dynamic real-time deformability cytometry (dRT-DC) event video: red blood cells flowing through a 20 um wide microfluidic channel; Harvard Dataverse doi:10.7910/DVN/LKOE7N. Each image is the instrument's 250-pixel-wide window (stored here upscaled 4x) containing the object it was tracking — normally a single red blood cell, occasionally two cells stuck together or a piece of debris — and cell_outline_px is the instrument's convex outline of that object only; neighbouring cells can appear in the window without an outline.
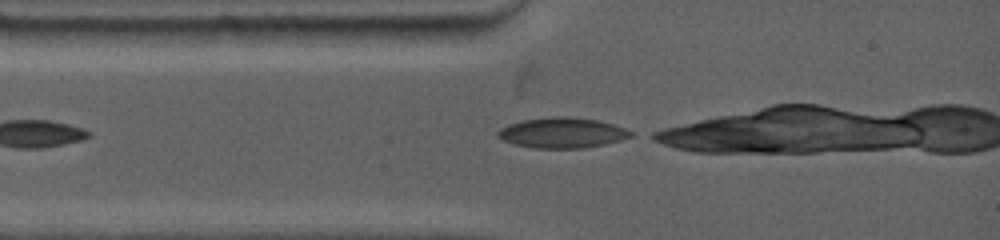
{"species": "common noctule bat (a hibernating species)", "species_latin": "Nyctalus noctula", "temperature_condition": "warm", "stored_images_in_passage": 5, "camera_frame_rate_fps": 4500, "um_per_image_px": 0.085, "animal": {"sex": "female", "body_mass_g": 19.0, "forearm_length_mm": 53.3}, "frame": {"image": 1, "passage_image": 1, "time_ms": 0.0, "image_size_px": [1000, 240], "cell_outline_px": [[632, 136], [620, 140], [604, 144], [584, 148], [536, 148], [516, 144], [504, 140], [496, 136], [496, 132], [500, 128], [508, 124], [520, 120], [552, 116], [568, 116], [600, 120], [624, 128], [632, 132]], "centroid_in_image_um": [47.76, 11.27], "position_along_channel_um": 37.2, "area_um2": 23.58}}
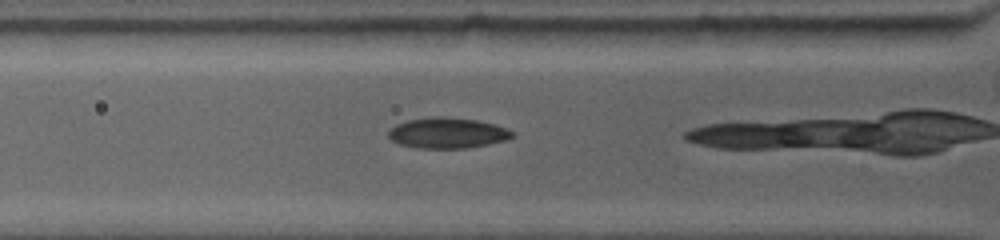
{"frame": {"image": 2, "passage_image": 4, "time_ms": 1.333, "image_size_px": [1000, 240], "cell_outline_px": [[516, 136], [508, 140], [468, 148], [416, 148], [400, 144], [392, 140], [388, 136], [388, 132], [396, 124], [408, 120], [432, 116], [444, 116], [476, 120], [496, 124], [512, 132]], "centroid_in_image_um": [38.05, 11.3], "position_along_channel_um": 87.8, "area_um2": 22.2}}